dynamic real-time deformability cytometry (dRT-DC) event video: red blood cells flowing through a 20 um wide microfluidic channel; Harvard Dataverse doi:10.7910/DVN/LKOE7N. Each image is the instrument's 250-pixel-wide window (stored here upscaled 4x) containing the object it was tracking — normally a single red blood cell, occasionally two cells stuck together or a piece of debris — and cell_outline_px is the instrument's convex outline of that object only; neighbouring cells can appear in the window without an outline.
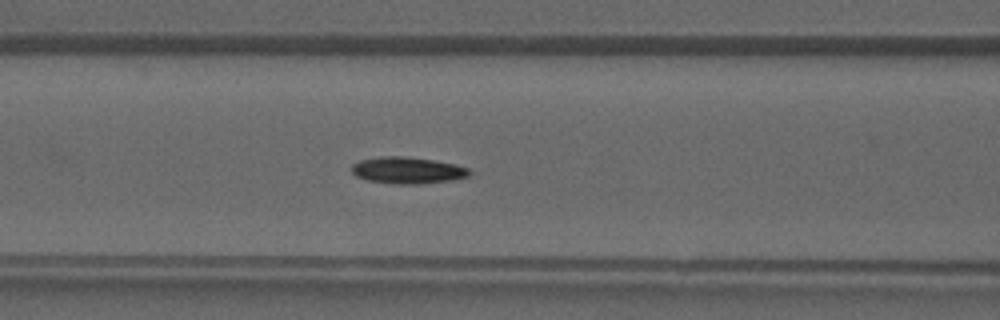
{"species": "common noctule bat (a hibernating species)", "species_latin": "Nyctalus noctula", "temperature_condition": "warm", "stored_images_in_passage": 42, "camera_frame_rate_fps": 3000, "um_per_image_px": 0.085, "animal": {"sex": "male", "forearm_length_mm": 52.5}, "frame": {"image": 1, "passage_image": 17, "time_ms": 5.333, "image_size_px": [1000, 320], "cell_outline_px": [[472, 172], [468, 176], [452, 180], [420, 184], [392, 184], [368, 180], [356, 176], [352, 172], [352, 164], [360, 160], [380, 156], [404, 156], [432, 160], [456, 164], [468, 168]], "centroid_in_image_um": [34.64, 14.48], "position_along_channel_um": 132.0, "area_um2": 18.32}}
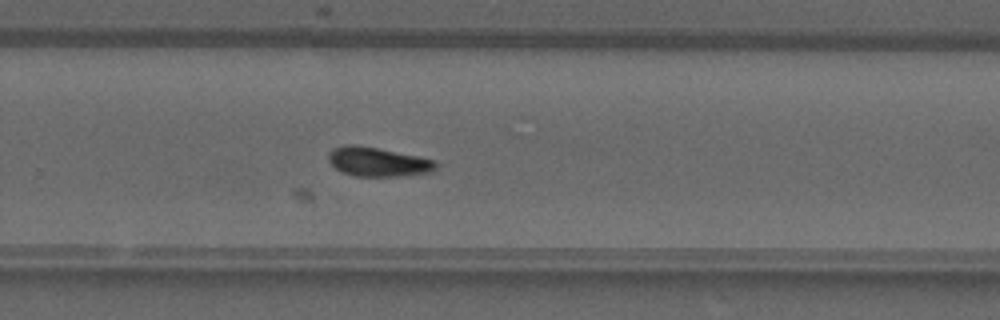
{"frame": {"image": 2, "passage_image": 27, "time_ms": 8.667, "image_size_px": [1000, 320], "cell_outline_px": [[436, 168], [432, 172], [404, 176], [356, 176], [340, 172], [328, 160], [328, 152], [332, 148], [344, 144], [356, 144], [436, 160]], "centroid_in_image_um": [32.08, 13.76], "position_along_channel_um": 297.7, "area_um2": 18.32}}
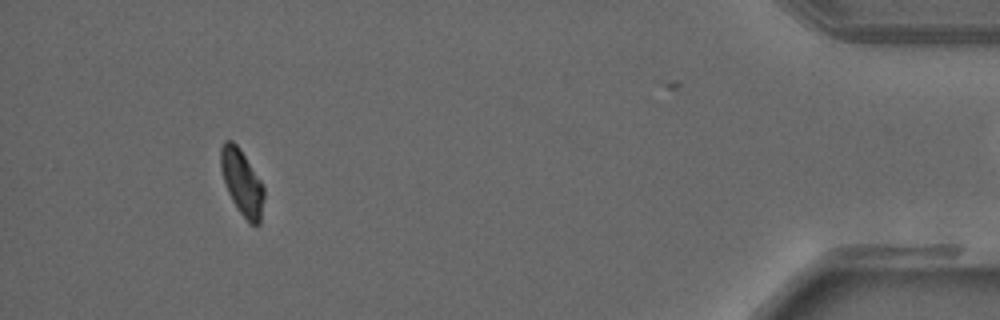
{"frame": {"image": 3, "passage_image": 38, "time_ms": 12.333, "image_size_px": [1000, 320], "cell_outline_px": [[264, 196], [260, 224], [252, 224], [240, 212], [232, 200], [228, 192], [220, 168], [220, 148], [224, 140], [232, 140], [240, 148], [260, 180], [264, 188]], "centroid_in_image_um": [20.55, 15.46], "position_along_channel_um": 414.6, "area_um2": 16.3}}